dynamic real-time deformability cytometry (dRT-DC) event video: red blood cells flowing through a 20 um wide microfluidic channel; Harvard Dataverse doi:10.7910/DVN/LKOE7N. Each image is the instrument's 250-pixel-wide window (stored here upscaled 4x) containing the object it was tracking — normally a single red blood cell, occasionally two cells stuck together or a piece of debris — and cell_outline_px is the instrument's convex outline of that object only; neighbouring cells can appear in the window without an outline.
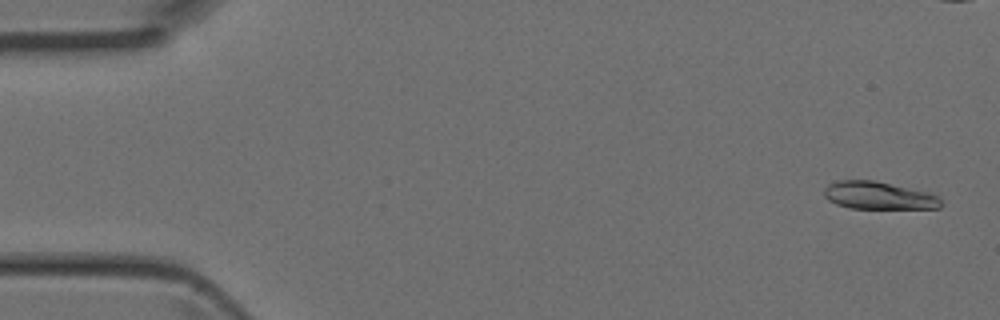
{"species": "Egyptian fruit bat (a non-hibernating species)", "species_latin": "Rousettus aegyptiacus", "temperature_condition": "room temperature", "stored_images_in_passage": 5, "camera_frame_rate_fps": 3000, "um_per_image_px": 0.085, "animal": {"sex": "female"}, "frame": {"image": 1, "passage_image": 1, "time_ms": 0.0, "image_size_px": [1000, 320], "cell_outline_px": [[944, 204], [940, 208], [848, 208], [836, 204], [828, 200], [824, 196], [824, 188], [828, 184], [836, 180], [876, 180], [928, 192], [936, 196]], "centroid_in_image_um": [74.65, 16.61], "position_along_channel_um": 10.3, "area_um2": 18.9}}
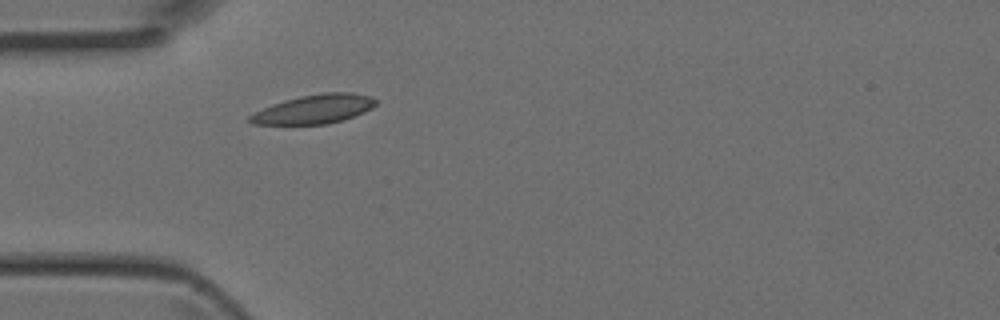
{"frame": {"image": 2, "passage_image": 5, "time_ms": 1.333, "image_size_px": [1000, 320], "cell_outline_px": [[380, 100], [372, 108], [364, 112], [344, 120], [328, 124], [252, 124], [248, 120], [248, 116], [272, 104], [284, 100], [300, 96], [320, 92], [352, 92], [372, 96]], "centroid_in_image_um": [26.77, 9.26], "position_along_channel_um": 58.2, "area_um2": 21.5}}